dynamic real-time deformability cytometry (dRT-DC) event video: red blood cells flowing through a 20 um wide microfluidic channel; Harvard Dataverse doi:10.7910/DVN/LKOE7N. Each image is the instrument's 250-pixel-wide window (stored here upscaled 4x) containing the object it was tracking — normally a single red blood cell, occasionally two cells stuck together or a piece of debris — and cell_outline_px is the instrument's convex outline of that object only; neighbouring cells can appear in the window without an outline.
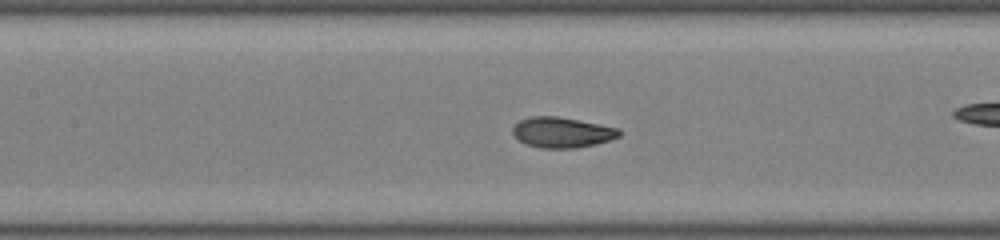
{"species": "common noctule bat (a hibernating species)", "species_latin": "Nyctalus noctula", "temperature_condition": "room temperature", "stored_images_in_passage": 50, "camera_frame_rate_fps": 3000, "um_per_image_px": 0.085, "animal": {"sex": "male", "body_mass_g": 19.0, "forearm_length_mm": 50.8}, "frame": {"image": 1, "passage_image": 22, "time_ms": 7.0, "image_size_px": [1000, 240], "cell_outline_px": [[620, 136], [596, 144], [576, 148], [540, 148], [528, 144], [520, 140], [512, 132], [512, 128], [520, 120], [532, 116], [556, 116], [580, 120], [620, 128]], "centroid_in_image_um": [47.79, 11.25], "position_along_channel_um": 159.6, "area_um2": 18.79}, "authors_computed_cell_mechanics": {"area_um2": 18.5827, "velocity_mm_per_s": 4.0906, "shape_relaxation_time_tau1_ms": 3.083, "shape_relaxation_time_tau2_ms": 1.0984, "deformation_change_tau1": 0.1721, "deformation_change_tau2": 0.0638}}